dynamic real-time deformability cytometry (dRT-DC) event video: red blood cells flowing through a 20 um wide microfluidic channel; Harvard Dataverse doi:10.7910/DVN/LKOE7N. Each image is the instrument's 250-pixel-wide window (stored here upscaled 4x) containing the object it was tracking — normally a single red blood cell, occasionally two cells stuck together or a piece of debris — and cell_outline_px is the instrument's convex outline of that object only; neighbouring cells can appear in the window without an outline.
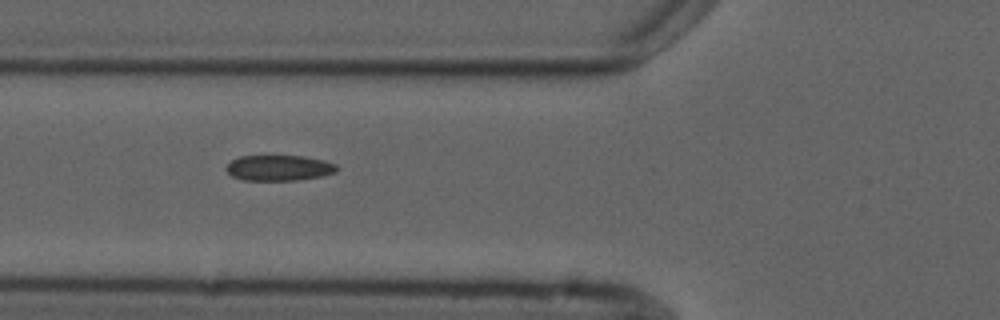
{"species": "common noctule bat (a hibernating species)", "species_latin": "Nyctalus noctula", "temperature_condition": "cold", "stored_images_in_passage": 10, "camera_frame_rate_fps": 3000, "um_per_image_px": 0.085, "animal": {"sex": "male", "forearm_length_mm": 52.5}, "frame": {"image": 1, "passage_image": 6, "time_ms": 6.667, "image_size_px": [1000, 320], "cell_outline_px": [[340, 168], [336, 172], [320, 176], [296, 180], [244, 180], [232, 176], [228, 172], [228, 164], [232, 160], [240, 156], [304, 156], [324, 160], [336, 164]], "centroid_in_image_um": [23.76, 14.27], "position_along_channel_um": 102.0, "area_um2": 16.36}}
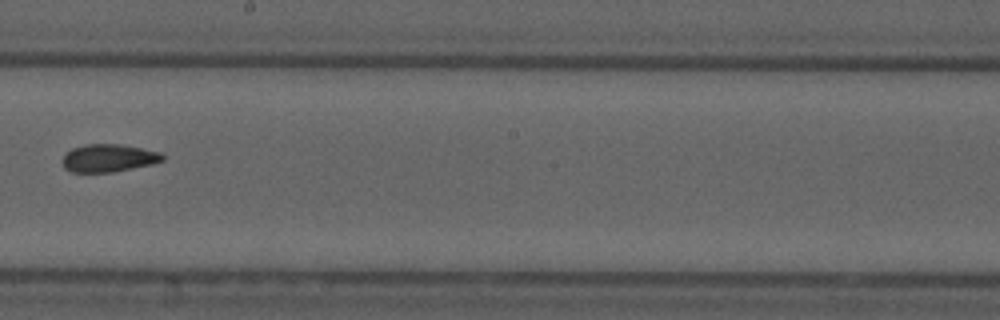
{"frame": {"image": 2, "passage_image": 9, "time_ms": 10.333, "image_size_px": [1000, 320], "cell_outline_px": [[164, 160], [152, 164], [112, 172], [72, 172], [64, 168], [60, 160], [72, 148], [84, 144], [116, 144], [140, 148], [160, 152], [164, 156]], "centroid_in_image_um": [9.19, 13.44], "position_along_channel_um": 239.0, "area_um2": 16.13}}
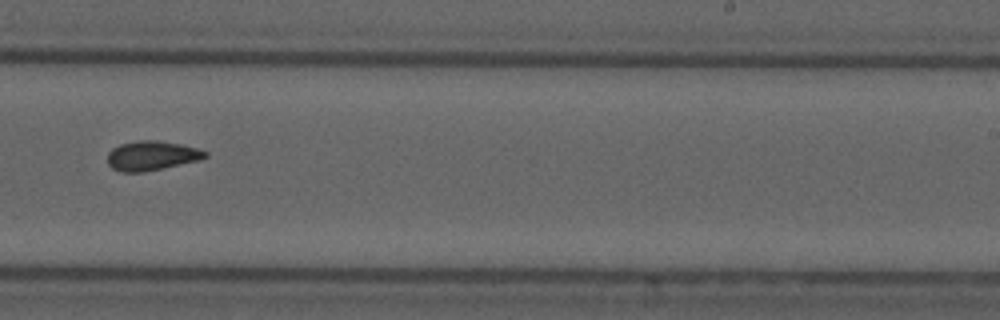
{"frame": {"image": 3, "passage_image": 10, "time_ms": 11.333, "image_size_px": [1000, 320], "cell_outline_px": [[208, 156], [200, 160], [144, 172], [120, 172], [112, 168], [108, 164], [108, 152], [112, 148], [120, 144], [140, 140], [156, 140], [180, 144], [196, 148], [208, 152]], "centroid_in_image_um": [12.88, 13.23], "position_along_channel_um": 276.1, "area_um2": 16.76}}